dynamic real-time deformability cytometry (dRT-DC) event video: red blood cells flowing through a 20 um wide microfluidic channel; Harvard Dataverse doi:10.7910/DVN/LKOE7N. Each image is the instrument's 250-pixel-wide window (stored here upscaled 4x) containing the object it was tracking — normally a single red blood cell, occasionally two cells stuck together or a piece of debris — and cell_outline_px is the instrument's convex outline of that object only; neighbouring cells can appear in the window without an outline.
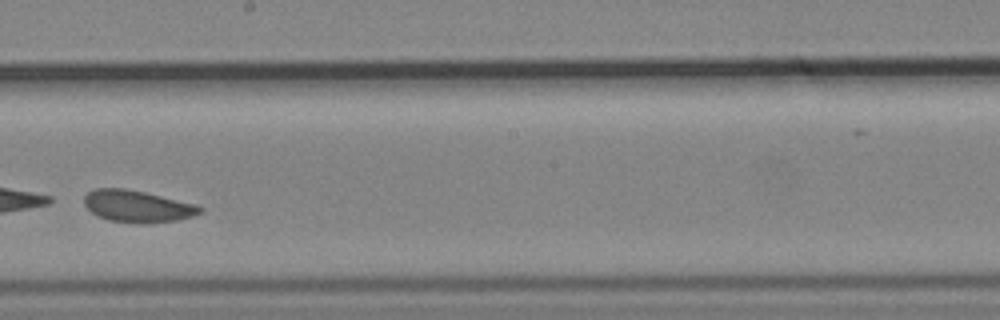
{"species": "common noctule bat (a hibernating species)", "species_latin": "Nyctalus noctula", "temperature_condition": "cold", "stored_images_in_passage": 6, "camera_frame_rate_fps": 3000, "um_per_image_px": 0.085, "animal": {"sex": "male", "body_mass_g": 19.2, "forearm_length_mm": 51.8}, "frame": {"image": 1, "passage_image": 6, "time_ms": 1.667, "image_size_px": [1000, 320], "cell_outline_px": [[204, 212], [192, 216], [176, 220], [140, 224], [108, 220], [96, 216], [84, 204], [84, 196], [88, 192], [96, 188], [124, 188], [144, 192], [196, 204], [204, 208]], "centroid_in_image_um": [11.68, 17.54], "position_along_channel_um": 236.5, "area_um2": 21.56}}